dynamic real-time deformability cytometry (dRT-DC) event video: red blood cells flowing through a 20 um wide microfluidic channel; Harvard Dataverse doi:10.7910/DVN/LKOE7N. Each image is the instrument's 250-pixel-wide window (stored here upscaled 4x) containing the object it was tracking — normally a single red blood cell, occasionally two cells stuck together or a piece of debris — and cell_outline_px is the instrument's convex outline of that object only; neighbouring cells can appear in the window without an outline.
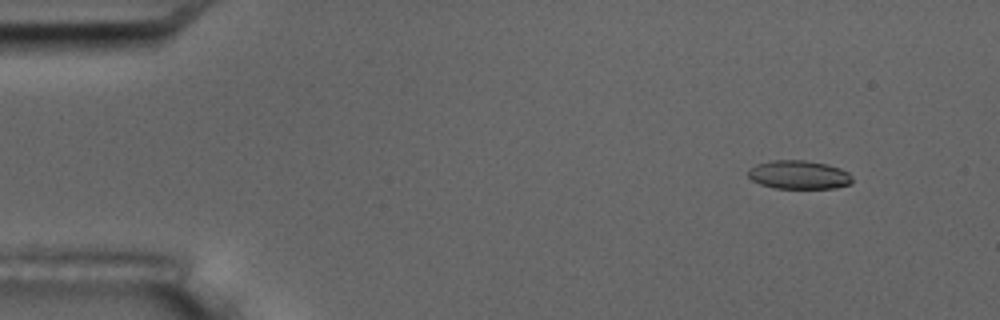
{"species": "common noctule bat (a hibernating species)", "species_latin": "Nyctalus noctula", "temperature_condition": "room temperature", "stored_images_in_passage": 4, "camera_frame_rate_fps": 3000, "um_per_image_px": 0.085, "animal": {"sex": "male", "body_mass_g": 17.5, "forearm_length_mm": 52.3}, "frame": {"image": 1, "passage_image": 1, "time_ms": 0.0, "image_size_px": [1000, 320], "cell_outline_px": [[852, 184], [836, 188], [776, 188], [760, 184], [752, 180], [748, 176], [748, 168], [756, 164], [772, 160], [804, 160], [828, 164], [840, 168], [848, 172], [852, 176]], "centroid_in_image_um": [67.91, 14.85], "position_along_channel_um": 17.1, "area_um2": 17.51}}
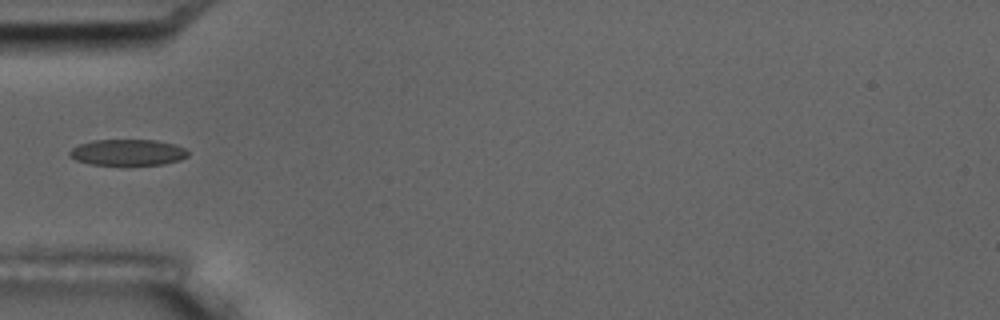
{"frame": {"image": 2, "passage_image": 4, "time_ms": 4.333, "image_size_px": [1000, 320], "cell_outline_px": [[188, 156], [180, 160], [164, 164], [124, 168], [88, 164], [76, 160], [68, 156], [68, 152], [72, 148], [80, 144], [92, 140], [156, 140], [176, 144], [184, 148], [188, 152]], "centroid_in_image_um": [10.84, 13.01], "position_along_channel_um": 74.2, "area_um2": 19.07}}